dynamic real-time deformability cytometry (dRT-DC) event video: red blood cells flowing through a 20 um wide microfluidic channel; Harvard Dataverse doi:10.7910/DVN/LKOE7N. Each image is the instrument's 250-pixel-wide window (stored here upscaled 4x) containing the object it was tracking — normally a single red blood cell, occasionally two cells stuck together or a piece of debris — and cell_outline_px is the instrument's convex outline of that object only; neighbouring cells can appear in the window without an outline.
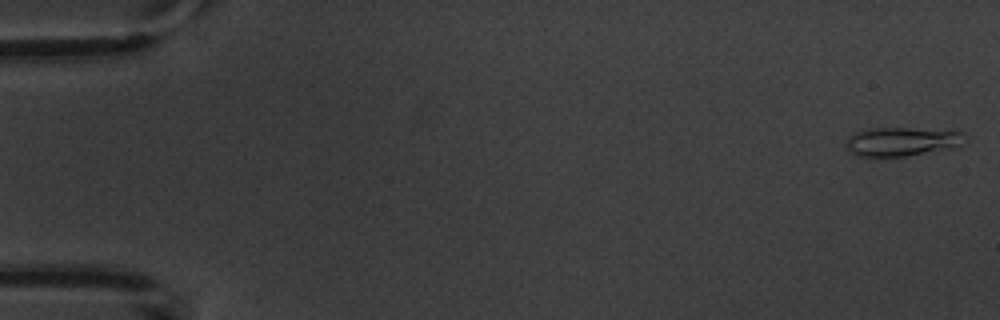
{"species": "common noctule bat (a hibernating species)", "species_latin": "Nyctalus noctula", "temperature_condition": "warm", "stored_images_in_passage": 5, "camera_frame_rate_fps": 3000, "um_per_image_px": 0.085, "animal": {"sex": "male", "body_mass_g": 20.1, "forearm_length_mm": 53.5}, "frame": {"image": 1, "passage_image": 1, "time_ms": 0.0, "image_size_px": [1000, 320], "cell_outline_px": [[968, 136], [960, 148], [904, 156], [856, 156], [844, 144], [848, 136], [852, 132], [872, 128], [908, 128], [960, 132]], "centroid_in_image_um": [76.68, 12.04], "position_along_channel_um": 8.3, "area_um2": 20.23}}
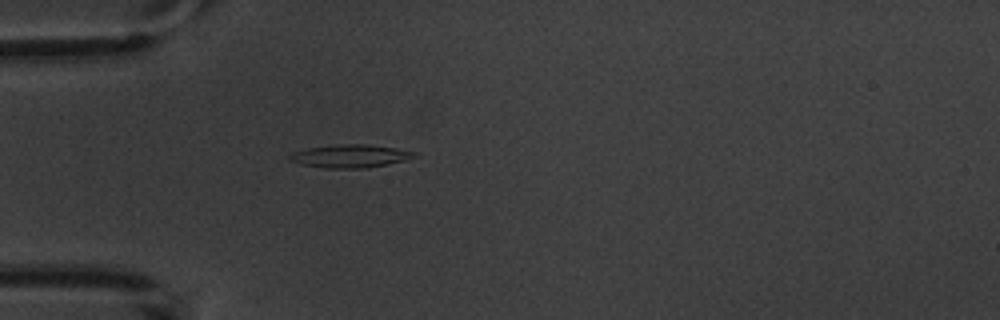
{"frame": {"image": 2, "passage_image": 5, "time_ms": 5.0, "image_size_px": [1000, 320], "cell_outline_px": [[416, 156], [404, 160], [388, 164], [368, 168], [324, 168], [300, 164], [288, 160], [288, 156], [292, 152], [308, 148], [344, 144], [364, 144], [392, 148], [416, 152]], "centroid_in_image_um": [29.71, 13.28], "position_along_channel_um": 55.3, "area_um2": 16.53}}